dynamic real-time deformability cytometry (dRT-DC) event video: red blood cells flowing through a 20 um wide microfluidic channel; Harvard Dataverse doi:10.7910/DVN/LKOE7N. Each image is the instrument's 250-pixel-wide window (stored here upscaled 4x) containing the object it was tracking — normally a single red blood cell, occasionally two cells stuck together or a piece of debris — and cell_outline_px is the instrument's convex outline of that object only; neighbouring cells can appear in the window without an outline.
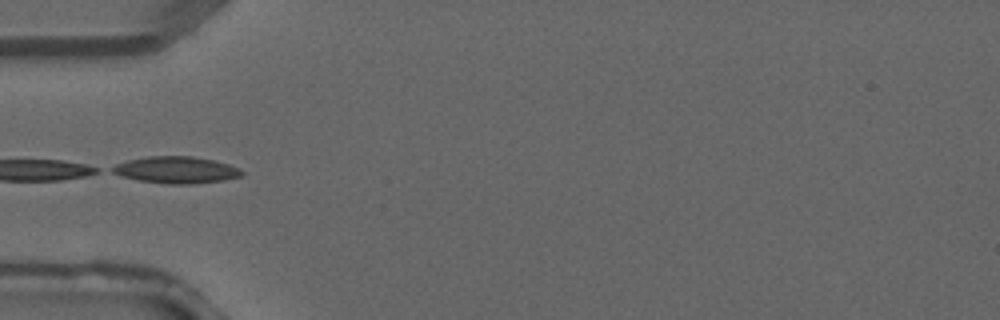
{"species": "common noctule bat (a hibernating species)", "species_latin": "Nyctalus noctula", "temperature_condition": "warm", "stored_images_in_passage": 2, "camera_frame_rate_fps": 3000, "um_per_image_px": 0.085, "animal": {"sex": "male", "forearm_length_mm": 52.5}, "frame": {"image": 1, "passage_image": 2, "time_ms": 0.333, "image_size_px": [1000, 320], "cell_outline_px": [[244, 172], [240, 176], [224, 180], [192, 184], [168, 184], [136, 180], [120, 176], [112, 172], [108, 168], [116, 164], [128, 160], [148, 156], [192, 156], [216, 160], [240, 168]], "centroid_in_image_um": [14.95, 14.44], "position_along_channel_um": 70.0, "area_um2": 20.4}}